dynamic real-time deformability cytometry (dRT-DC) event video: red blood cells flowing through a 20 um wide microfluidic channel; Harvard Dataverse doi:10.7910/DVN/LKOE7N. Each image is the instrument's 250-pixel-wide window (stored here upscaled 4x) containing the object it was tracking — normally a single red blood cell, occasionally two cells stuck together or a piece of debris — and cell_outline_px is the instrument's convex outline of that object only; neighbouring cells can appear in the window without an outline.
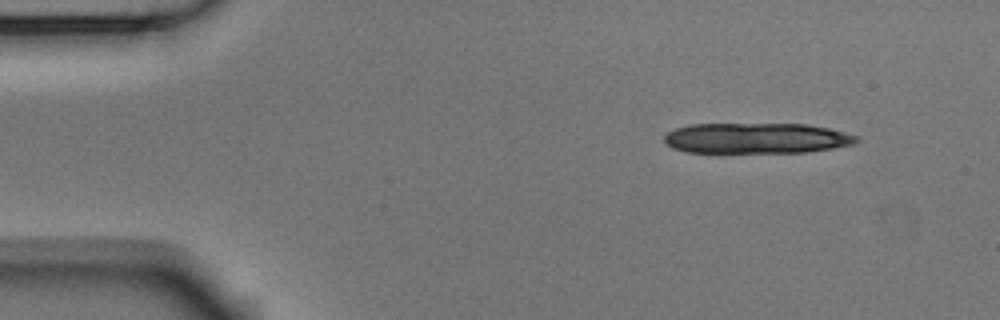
{"species": "Egyptian fruit bat (a non-hibernating species)", "species_latin": "Rousettus aegyptiacus", "temperature_condition": "room temperature", "stored_images_in_passage": 4, "camera_frame_rate_fps": 3000, "um_per_image_px": 0.085, "animal": {"sex": "male"}, "frame": {"image": 1, "passage_image": 1, "time_ms": 0.0, "image_size_px": [1000, 320], "cell_outline_px": [[860, 140], [856, 144], [808, 152], [688, 152], [672, 148], [664, 144], [664, 136], [668, 132], [676, 128], [692, 124], [808, 124], [828, 128], [860, 136]], "centroid_in_image_um": [64.33, 11.74], "position_along_channel_um": 20.7, "area_um2": 34.39}}
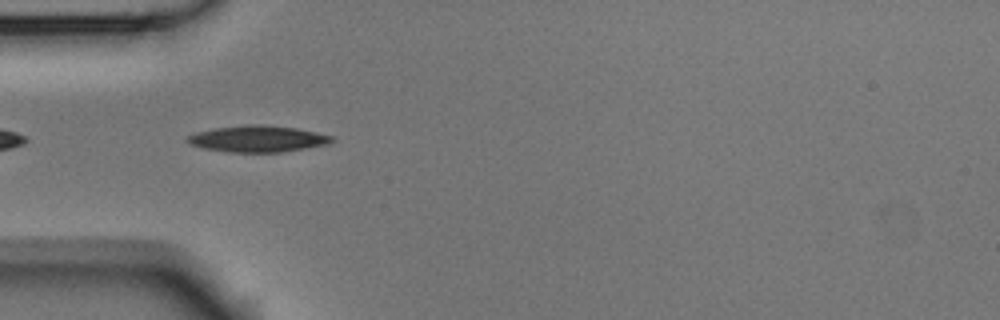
{"frame": {"image": 2, "passage_image": 4, "time_ms": 1.0, "image_size_px": [1000, 320], "cell_outline_px": [[336, 140], [328, 144], [280, 152], [228, 152], [204, 148], [188, 144], [184, 140], [188, 136], [196, 132], [216, 128], [252, 124], [256, 124], [296, 128], [316, 132], [332, 136]], "centroid_in_image_um": [21.89, 11.8], "position_along_channel_um": 63.1, "area_um2": 22.08}}